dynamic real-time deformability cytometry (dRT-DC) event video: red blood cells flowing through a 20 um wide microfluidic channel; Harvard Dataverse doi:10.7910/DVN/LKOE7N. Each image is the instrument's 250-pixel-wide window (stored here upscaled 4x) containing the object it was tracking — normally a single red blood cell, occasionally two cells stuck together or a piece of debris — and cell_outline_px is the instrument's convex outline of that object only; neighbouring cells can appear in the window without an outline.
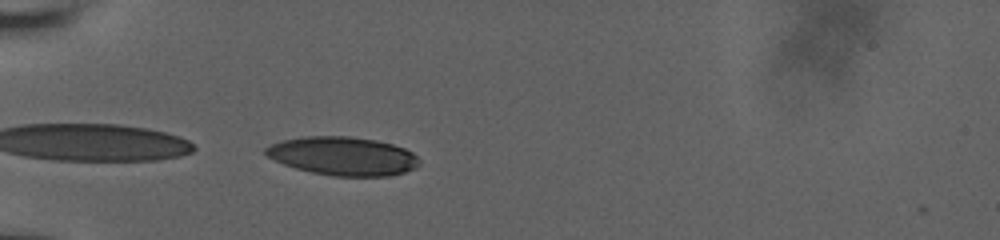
{"species": "human", "species_latin": "Homo sapiens", "temperature_condition": "room temperature", "stored_images_in_passage": 38, "camera_frame_rate_fps": 3000, "um_per_image_px": 0.085, "donor": {"sex": "male"}, "frame": {"image": 1, "passage_image": 1, "time_ms": 0.0, "image_size_px": [1000, 240], "cell_outline_px": [[420, 164], [416, 168], [404, 172], [388, 176], [332, 176], [312, 172], [296, 168], [284, 164], [268, 156], [264, 152], [264, 148], [272, 144], [284, 140], [304, 136], [348, 136], [376, 140], [392, 144], [404, 148], [412, 152], [420, 160]], "centroid_in_image_um": [29.18, 13.26], "position_along_channel_um": 55.8, "area_um2": 34.39}}
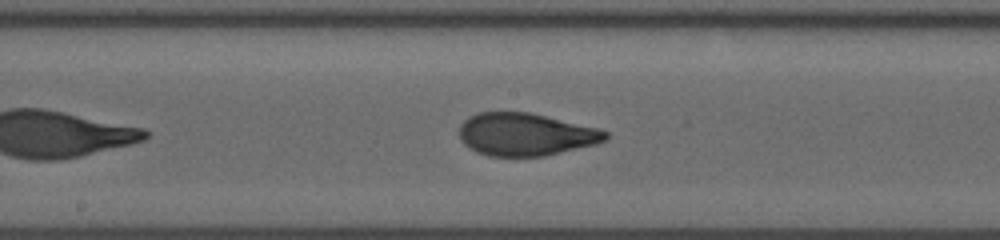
{"frame": {"image": 2, "passage_image": 14, "time_ms": 4.333, "image_size_px": [1000, 240], "cell_outline_px": [[608, 140], [596, 144], [544, 156], [488, 156], [476, 152], [468, 148], [460, 140], [460, 124], [468, 116], [480, 112], [532, 112], [596, 128], [608, 132]], "centroid_in_image_um": [44.65, 11.42], "position_along_channel_um": 203.5, "area_um2": 36.47}}
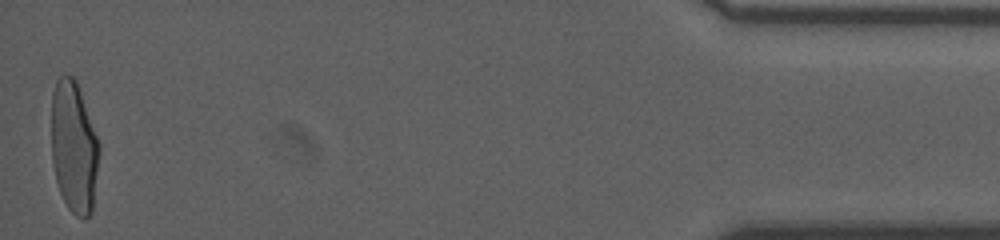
{"frame": {"image": 3, "passage_image": 38, "time_ms": 12.333, "image_size_px": [1000, 240], "cell_outline_px": [[100, 152], [92, 212], [84, 220], [76, 216], [68, 208], [60, 192], [56, 180], [52, 160], [52, 92], [56, 80], [64, 72], [72, 76], [76, 80], [100, 144]], "centroid_in_image_um": [6.29, 12.5], "position_along_channel_um": 428.9, "area_um2": 36.88}, "authors_computed_cell_mechanics": {"area_um2": 36.414, "velocity_mm_per_s": 3.8309, "shape_relaxation_time_tau1_ms": 4.6375, "shape_relaxation_time_tau2_ms": 0.7964, "deformation_change_tau1": 0.1944, "deformation_change_tau2": 0.0647}}